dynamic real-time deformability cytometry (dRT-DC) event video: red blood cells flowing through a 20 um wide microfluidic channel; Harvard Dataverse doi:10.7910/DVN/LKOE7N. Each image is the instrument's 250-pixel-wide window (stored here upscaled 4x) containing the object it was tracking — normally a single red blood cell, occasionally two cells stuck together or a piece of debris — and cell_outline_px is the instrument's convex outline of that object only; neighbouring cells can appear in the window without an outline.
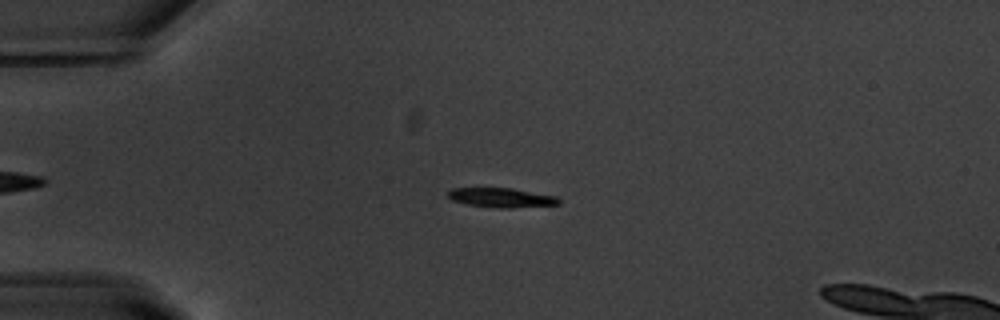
{"species": "common noctule bat (a hibernating species)", "species_latin": "Nyctalus noctula", "temperature_condition": "warm", "stored_images_in_passage": 54, "camera_frame_rate_fps": 3000, "um_per_image_px": 0.085, "animal": {"sex": "male", "body_mass_g": 20.1, "forearm_length_mm": 53.5}, "frame": {"image": 1, "passage_image": 14, "time_ms": 4.333, "image_size_px": [1000, 320], "cell_outline_px": [[560, 204], [512, 208], [496, 208], [468, 204], [452, 200], [448, 196], [448, 192], [452, 188], [512, 188], [556, 196], [560, 200]], "centroid_in_image_um": [42.63, 16.8], "position_along_channel_um": 42.4, "area_um2": 12.48}}
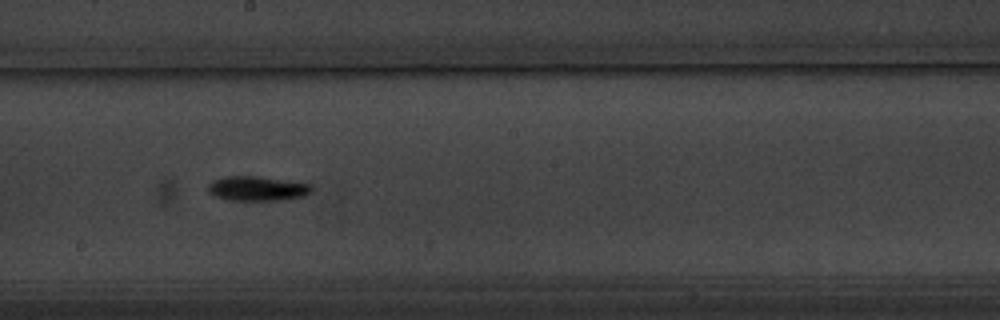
{"frame": {"image": 2, "passage_image": 31, "time_ms": 10.0, "image_size_px": [1000, 320], "cell_outline_px": [[312, 192], [304, 196], [280, 200], [228, 200], [216, 196], [208, 188], [208, 184], [212, 180], [224, 176], [256, 176], [312, 184]], "centroid_in_image_um": [21.88, 16.02], "position_along_channel_um": 226.3, "area_um2": 14.74}}
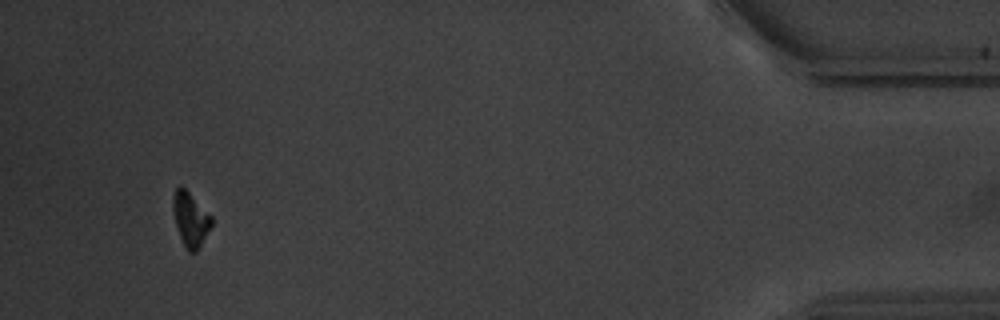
{"frame": {"image": 3, "passage_image": 52, "time_ms": 17.0, "image_size_px": [1000, 320], "cell_outline_px": [[212, 224], [196, 252], [188, 252], [180, 236], [176, 224], [172, 208], [172, 196], [176, 188], [180, 184], [212, 216]], "centroid_in_image_um": [16.17, 18.61], "position_along_channel_um": 419.0, "area_um2": 11.91}}